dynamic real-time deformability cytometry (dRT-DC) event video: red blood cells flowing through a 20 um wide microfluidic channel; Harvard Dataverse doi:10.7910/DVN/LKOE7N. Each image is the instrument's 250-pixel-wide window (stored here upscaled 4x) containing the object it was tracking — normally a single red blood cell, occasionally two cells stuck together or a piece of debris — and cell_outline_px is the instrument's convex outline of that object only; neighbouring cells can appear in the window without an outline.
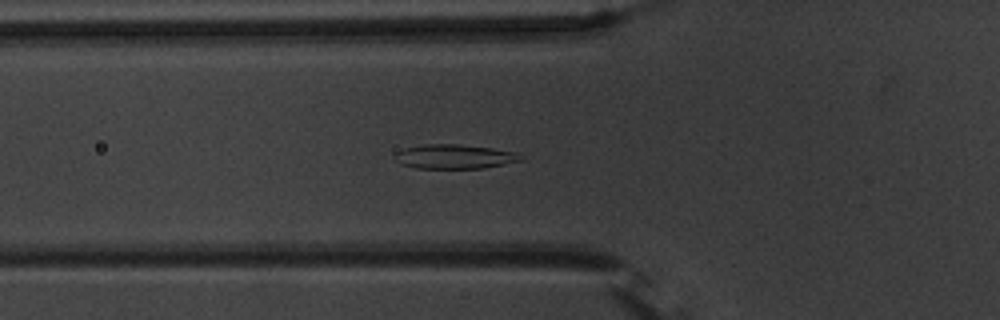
{"species": "common noctule bat (a hibernating species)", "species_latin": "Nyctalus noctula", "temperature_condition": "warm", "stored_images_in_passage": 55, "camera_frame_rate_fps": 3000, "um_per_image_px": 0.085, "animal": {"sex": "male", "body_mass_g": 20.1, "forearm_length_mm": 53.5}, "frame": {"image": 1, "passage_image": 20, "time_ms": 6.333, "image_size_px": [1000, 320], "cell_outline_px": [[524, 160], [484, 168], [416, 168], [400, 164], [392, 156], [404, 148], [424, 144], [460, 144], [492, 148], [520, 152]], "centroid_in_image_um": [38.66, 13.3], "position_along_channel_um": 87.1, "area_um2": 18.03}}
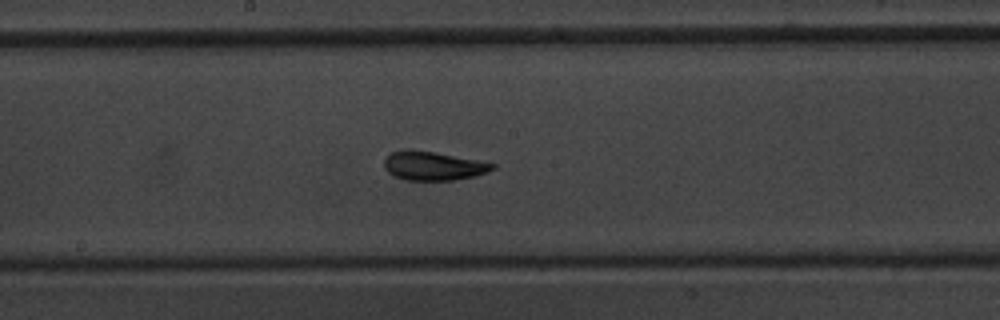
{"frame": {"image": 2, "passage_image": 30, "time_ms": 9.667, "image_size_px": [1000, 320], "cell_outline_px": [[496, 168], [488, 172], [476, 176], [456, 180], [404, 180], [388, 172], [384, 168], [384, 160], [392, 152], [404, 148], [412, 148], [436, 152], [496, 164]], "centroid_in_image_um": [36.82, 14.09], "position_along_channel_um": 211.4, "area_um2": 18.44}}
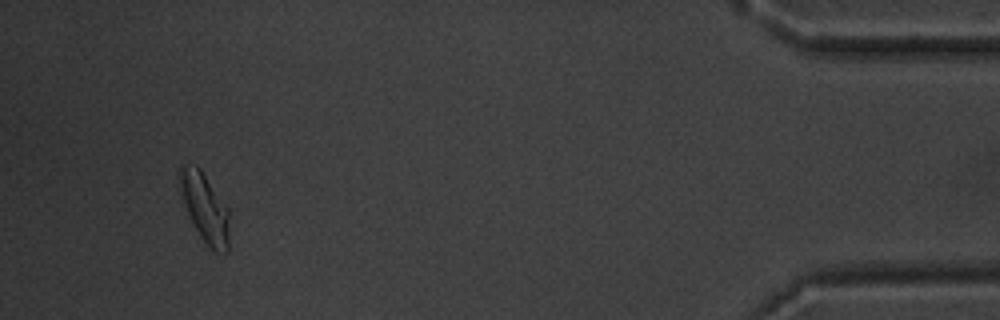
{"frame": {"image": 3, "passage_image": 52, "time_ms": 17.0, "image_size_px": [1000, 320], "cell_outline_px": [[228, 252], [212, 252], [200, 236], [184, 204], [180, 184], [180, 164], [196, 164], [200, 168], [228, 208]], "centroid_in_image_um": [17.42, 17.65], "position_along_channel_um": 417.8, "area_um2": 19.54}, "authors_computed_cell_mechanics": {"area_um2": 18.7272, "velocity_mm_per_s": 3.6973, "shape_relaxation_time_tau1_ms": 2.9937, "shape_relaxation_time_tau2_ms": 1.5871, "deformation_change_tau1": 0.1152, "deformation_change_tau2": 0.0751}}